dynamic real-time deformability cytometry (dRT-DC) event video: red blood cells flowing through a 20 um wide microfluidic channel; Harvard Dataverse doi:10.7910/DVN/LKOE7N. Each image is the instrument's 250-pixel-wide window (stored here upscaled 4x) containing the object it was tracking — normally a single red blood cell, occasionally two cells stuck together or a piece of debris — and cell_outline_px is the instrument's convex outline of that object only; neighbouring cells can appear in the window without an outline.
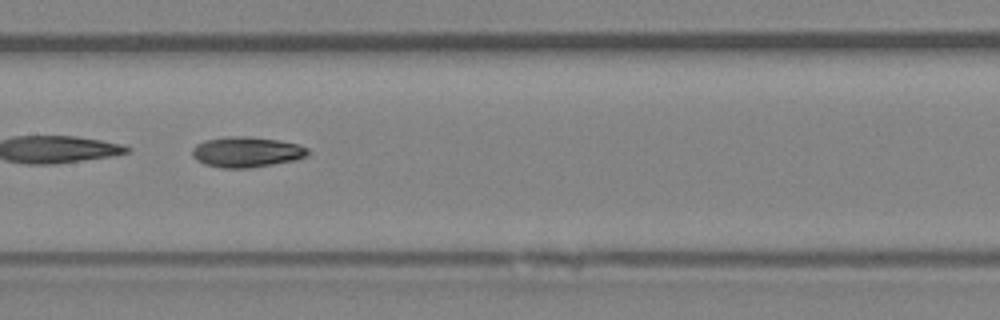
{"species": "Egyptian fruit bat (a non-hibernating species)", "species_latin": "Rousettus aegyptiacus", "temperature_condition": "room temperature", "stored_images_in_passage": 45, "camera_frame_rate_fps": 3000, "um_per_image_px": 0.085, "animal": {"sex": "female"}, "frame": {"image": 1, "passage_image": 26, "time_ms": 8.333, "image_size_px": [1000, 320], "cell_outline_px": [[308, 156], [296, 160], [248, 168], [220, 168], [204, 164], [196, 160], [192, 156], [192, 148], [196, 144], [204, 140], [228, 136], [248, 136], [280, 140], [300, 144], [308, 148]], "centroid_in_image_um": [20.95, 12.91], "position_along_channel_um": 186.4, "area_um2": 20.81}}